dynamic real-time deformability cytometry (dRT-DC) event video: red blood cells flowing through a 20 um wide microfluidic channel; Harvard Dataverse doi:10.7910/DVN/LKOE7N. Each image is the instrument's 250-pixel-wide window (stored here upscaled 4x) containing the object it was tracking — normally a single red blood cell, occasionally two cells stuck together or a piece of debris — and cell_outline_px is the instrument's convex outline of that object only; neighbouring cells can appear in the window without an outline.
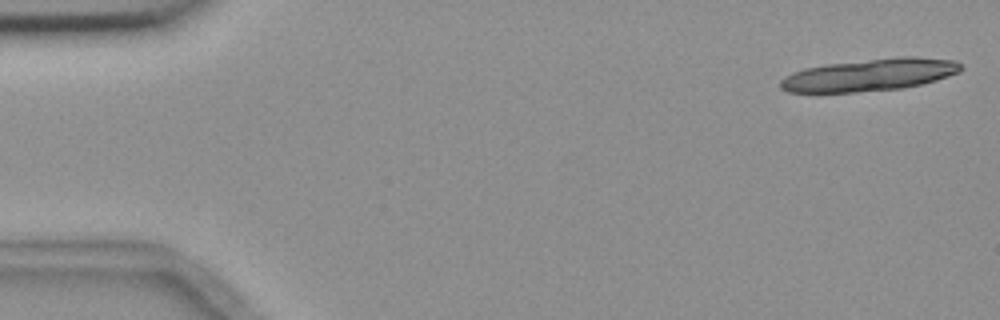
{"species": "common noctule bat (a hibernating species)", "species_latin": "Nyctalus noctula", "temperature_condition": "room temperature", "stored_images_in_passage": 5, "camera_frame_rate_fps": 3000, "um_per_image_px": 0.085, "animal": {"sex": "female", "body_mass_g": 18.4}, "frame": {"image": 1, "passage_image": 1, "time_ms": 0.0, "image_size_px": [1000, 320], "cell_outline_px": [[964, 68], [960, 72], [936, 80], [904, 88], [856, 92], [788, 92], [780, 88], [780, 80], [784, 76], [792, 72], [804, 68], [828, 64], [904, 56], [916, 56], [956, 60]], "centroid_in_image_um": [73.94, 6.36], "position_along_channel_um": 11.1, "area_um2": 33.93}}